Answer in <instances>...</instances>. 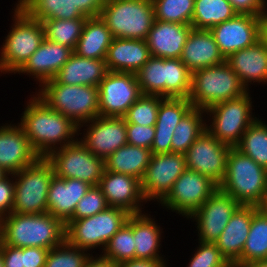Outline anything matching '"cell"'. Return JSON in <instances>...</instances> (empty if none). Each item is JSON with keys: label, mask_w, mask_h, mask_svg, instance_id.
Returning <instances> with one entry per match:
<instances>
[{"label": "cell", "mask_w": 267, "mask_h": 267, "mask_svg": "<svg viewBox=\"0 0 267 267\" xmlns=\"http://www.w3.org/2000/svg\"><path fill=\"white\" fill-rule=\"evenodd\" d=\"M193 108L188 98H164L160 102L155 123L152 154L171 153L173 132L181 119Z\"/></svg>", "instance_id": "cb8c5ba5"}, {"label": "cell", "mask_w": 267, "mask_h": 267, "mask_svg": "<svg viewBox=\"0 0 267 267\" xmlns=\"http://www.w3.org/2000/svg\"><path fill=\"white\" fill-rule=\"evenodd\" d=\"M108 207L105 196L98 186H91L87 193L78 201L70 220H78L93 216Z\"/></svg>", "instance_id": "f6af8a7d"}, {"label": "cell", "mask_w": 267, "mask_h": 267, "mask_svg": "<svg viewBox=\"0 0 267 267\" xmlns=\"http://www.w3.org/2000/svg\"><path fill=\"white\" fill-rule=\"evenodd\" d=\"M136 77L142 94L165 98L166 59L151 57Z\"/></svg>", "instance_id": "ab89813d"}, {"label": "cell", "mask_w": 267, "mask_h": 267, "mask_svg": "<svg viewBox=\"0 0 267 267\" xmlns=\"http://www.w3.org/2000/svg\"><path fill=\"white\" fill-rule=\"evenodd\" d=\"M91 185L79 179L53 175L48 188L47 212L66 224L73 216L78 201Z\"/></svg>", "instance_id": "7402d4cb"}, {"label": "cell", "mask_w": 267, "mask_h": 267, "mask_svg": "<svg viewBox=\"0 0 267 267\" xmlns=\"http://www.w3.org/2000/svg\"><path fill=\"white\" fill-rule=\"evenodd\" d=\"M259 117L243 133L236 148L267 169V124Z\"/></svg>", "instance_id": "8d00e7d4"}, {"label": "cell", "mask_w": 267, "mask_h": 267, "mask_svg": "<svg viewBox=\"0 0 267 267\" xmlns=\"http://www.w3.org/2000/svg\"><path fill=\"white\" fill-rule=\"evenodd\" d=\"M0 267H4V263H3V257L0 251Z\"/></svg>", "instance_id": "6125c7cd"}, {"label": "cell", "mask_w": 267, "mask_h": 267, "mask_svg": "<svg viewBox=\"0 0 267 267\" xmlns=\"http://www.w3.org/2000/svg\"><path fill=\"white\" fill-rule=\"evenodd\" d=\"M186 169L185 154H152L141 180L145 200L150 202L155 199L159 203Z\"/></svg>", "instance_id": "9a60e30c"}, {"label": "cell", "mask_w": 267, "mask_h": 267, "mask_svg": "<svg viewBox=\"0 0 267 267\" xmlns=\"http://www.w3.org/2000/svg\"><path fill=\"white\" fill-rule=\"evenodd\" d=\"M152 157L151 149L125 144L105 159V170L142 180Z\"/></svg>", "instance_id": "1f68e13d"}, {"label": "cell", "mask_w": 267, "mask_h": 267, "mask_svg": "<svg viewBox=\"0 0 267 267\" xmlns=\"http://www.w3.org/2000/svg\"><path fill=\"white\" fill-rule=\"evenodd\" d=\"M228 267H250L248 264L239 263V262H230Z\"/></svg>", "instance_id": "91938a15"}, {"label": "cell", "mask_w": 267, "mask_h": 267, "mask_svg": "<svg viewBox=\"0 0 267 267\" xmlns=\"http://www.w3.org/2000/svg\"><path fill=\"white\" fill-rule=\"evenodd\" d=\"M127 144L151 149L154 141V126L126 123Z\"/></svg>", "instance_id": "7dc6e473"}, {"label": "cell", "mask_w": 267, "mask_h": 267, "mask_svg": "<svg viewBox=\"0 0 267 267\" xmlns=\"http://www.w3.org/2000/svg\"><path fill=\"white\" fill-rule=\"evenodd\" d=\"M107 72L105 59H89L73 52L54 79L60 84L98 87Z\"/></svg>", "instance_id": "f1b7e54d"}, {"label": "cell", "mask_w": 267, "mask_h": 267, "mask_svg": "<svg viewBox=\"0 0 267 267\" xmlns=\"http://www.w3.org/2000/svg\"><path fill=\"white\" fill-rule=\"evenodd\" d=\"M250 267H267V260L248 263Z\"/></svg>", "instance_id": "680465c9"}, {"label": "cell", "mask_w": 267, "mask_h": 267, "mask_svg": "<svg viewBox=\"0 0 267 267\" xmlns=\"http://www.w3.org/2000/svg\"><path fill=\"white\" fill-rule=\"evenodd\" d=\"M155 20L191 25L195 0H152Z\"/></svg>", "instance_id": "b9f144b4"}, {"label": "cell", "mask_w": 267, "mask_h": 267, "mask_svg": "<svg viewBox=\"0 0 267 267\" xmlns=\"http://www.w3.org/2000/svg\"><path fill=\"white\" fill-rule=\"evenodd\" d=\"M257 209L258 207L253 205H240L215 241L228 263L237 262L240 259L250 231L252 216Z\"/></svg>", "instance_id": "d4e9b609"}, {"label": "cell", "mask_w": 267, "mask_h": 267, "mask_svg": "<svg viewBox=\"0 0 267 267\" xmlns=\"http://www.w3.org/2000/svg\"><path fill=\"white\" fill-rule=\"evenodd\" d=\"M100 18L114 38L145 40L155 21L152 0H107Z\"/></svg>", "instance_id": "52a82bcc"}, {"label": "cell", "mask_w": 267, "mask_h": 267, "mask_svg": "<svg viewBox=\"0 0 267 267\" xmlns=\"http://www.w3.org/2000/svg\"><path fill=\"white\" fill-rule=\"evenodd\" d=\"M258 209L267 216V194L264 196L261 204L258 206Z\"/></svg>", "instance_id": "6f0895ef"}, {"label": "cell", "mask_w": 267, "mask_h": 267, "mask_svg": "<svg viewBox=\"0 0 267 267\" xmlns=\"http://www.w3.org/2000/svg\"><path fill=\"white\" fill-rule=\"evenodd\" d=\"M151 57L146 40L114 38L105 63L110 72L136 74Z\"/></svg>", "instance_id": "484cf974"}, {"label": "cell", "mask_w": 267, "mask_h": 267, "mask_svg": "<svg viewBox=\"0 0 267 267\" xmlns=\"http://www.w3.org/2000/svg\"><path fill=\"white\" fill-rule=\"evenodd\" d=\"M118 267H167L164 259H131L118 264Z\"/></svg>", "instance_id": "db71d44e"}, {"label": "cell", "mask_w": 267, "mask_h": 267, "mask_svg": "<svg viewBox=\"0 0 267 267\" xmlns=\"http://www.w3.org/2000/svg\"><path fill=\"white\" fill-rule=\"evenodd\" d=\"M46 159L56 176L79 179L91 186H98L105 170V160L90 152L79 139L52 151Z\"/></svg>", "instance_id": "8fae6325"}, {"label": "cell", "mask_w": 267, "mask_h": 267, "mask_svg": "<svg viewBox=\"0 0 267 267\" xmlns=\"http://www.w3.org/2000/svg\"><path fill=\"white\" fill-rule=\"evenodd\" d=\"M92 255L65 240L49 250L44 267H84Z\"/></svg>", "instance_id": "7bdbcfd3"}, {"label": "cell", "mask_w": 267, "mask_h": 267, "mask_svg": "<svg viewBox=\"0 0 267 267\" xmlns=\"http://www.w3.org/2000/svg\"><path fill=\"white\" fill-rule=\"evenodd\" d=\"M28 100L18 124L40 157L46 158L52 151L78 140L79 126L72 120L51 109L36 94Z\"/></svg>", "instance_id": "6da1fadb"}, {"label": "cell", "mask_w": 267, "mask_h": 267, "mask_svg": "<svg viewBox=\"0 0 267 267\" xmlns=\"http://www.w3.org/2000/svg\"><path fill=\"white\" fill-rule=\"evenodd\" d=\"M98 187L108 206L121 208L131 215L144 212L142 206L147 201L141 190V181L134 176L104 170Z\"/></svg>", "instance_id": "d6986e66"}, {"label": "cell", "mask_w": 267, "mask_h": 267, "mask_svg": "<svg viewBox=\"0 0 267 267\" xmlns=\"http://www.w3.org/2000/svg\"><path fill=\"white\" fill-rule=\"evenodd\" d=\"M14 190V174H8L0 181V220L12 213Z\"/></svg>", "instance_id": "c3c4849f"}, {"label": "cell", "mask_w": 267, "mask_h": 267, "mask_svg": "<svg viewBox=\"0 0 267 267\" xmlns=\"http://www.w3.org/2000/svg\"><path fill=\"white\" fill-rule=\"evenodd\" d=\"M263 260H267V216L257 209L252 216L250 231L237 262L248 264Z\"/></svg>", "instance_id": "d590c367"}, {"label": "cell", "mask_w": 267, "mask_h": 267, "mask_svg": "<svg viewBox=\"0 0 267 267\" xmlns=\"http://www.w3.org/2000/svg\"><path fill=\"white\" fill-rule=\"evenodd\" d=\"M198 243L199 246L189 260L187 267H228V261L222 256L215 243Z\"/></svg>", "instance_id": "bcb514c9"}, {"label": "cell", "mask_w": 267, "mask_h": 267, "mask_svg": "<svg viewBox=\"0 0 267 267\" xmlns=\"http://www.w3.org/2000/svg\"><path fill=\"white\" fill-rule=\"evenodd\" d=\"M218 188L240 205L258 207L267 194V169L236 147H231L225 177Z\"/></svg>", "instance_id": "3957f363"}, {"label": "cell", "mask_w": 267, "mask_h": 267, "mask_svg": "<svg viewBox=\"0 0 267 267\" xmlns=\"http://www.w3.org/2000/svg\"><path fill=\"white\" fill-rule=\"evenodd\" d=\"M141 95L135 73L108 71L98 85L99 116L123 117Z\"/></svg>", "instance_id": "4fadbf2b"}, {"label": "cell", "mask_w": 267, "mask_h": 267, "mask_svg": "<svg viewBox=\"0 0 267 267\" xmlns=\"http://www.w3.org/2000/svg\"><path fill=\"white\" fill-rule=\"evenodd\" d=\"M39 158L18 123L0 126V167L6 172H19Z\"/></svg>", "instance_id": "ffe728a7"}, {"label": "cell", "mask_w": 267, "mask_h": 267, "mask_svg": "<svg viewBox=\"0 0 267 267\" xmlns=\"http://www.w3.org/2000/svg\"><path fill=\"white\" fill-rule=\"evenodd\" d=\"M0 251L4 267H24V248L6 245L0 240Z\"/></svg>", "instance_id": "f907efd6"}, {"label": "cell", "mask_w": 267, "mask_h": 267, "mask_svg": "<svg viewBox=\"0 0 267 267\" xmlns=\"http://www.w3.org/2000/svg\"><path fill=\"white\" fill-rule=\"evenodd\" d=\"M259 40L267 49V12L260 17V36Z\"/></svg>", "instance_id": "9f6ffc18"}, {"label": "cell", "mask_w": 267, "mask_h": 267, "mask_svg": "<svg viewBox=\"0 0 267 267\" xmlns=\"http://www.w3.org/2000/svg\"><path fill=\"white\" fill-rule=\"evenodd\" d=\"M148 213L133 214L135 259H164L160 254L162 230ZM160 247V248H159Z\"/></svg>", "instance_id": "4dcf8cb0"}, {"label": "cell", "mask_w": 267, "mask_h": 267, "mask_svg": "<svg viewBox=\"0 0 267 267\" xmlns=\"http://www.w3.org/2000/svg\"><path fill=\"white\" fill-rule=\"evenodd\" d=\"M9 173L6 172L2 167H0V181L5 178Z\"/></svg>", "instance_id": "94428289"}, {"label": "cell", "mask_w": 267, "mask_h": 267, "mask_svg": "<svg viewBox=\"0 0 267 267\" xmlns=\"http://www.w3.org/2000/svg\"><path fill=\"white\" fill-rule=\"evenodd\" d=\"M191 25L155 20L146 37L152 57L180 59Z\"/></svg>", "instance_id": "603a6c76"}, {"label": "cell", "mask_w": 267, "mask_h": 267, "mask_svg": "<svg viewBox=\"0 0 267 267\" xmlns=\"http://www.w3.org/2000/svg\"><path fill=\"white\" fill-rule=\"evenodd\" d=\"M113 39L110 29L100 16L89 17L84 22L74 53L89 59H105Z\"/></svg>", "instance_id": "f546056e"}, {"label": "cell", "mask_w": 267, "mask_h": 267, "mask_svg": "<svg viewBox=\"0 0 267 267\" xmlns=\"http://www.w3.org/2000/svg\"><path fill=\"white\" fill-rule=\"evenodd\" d=\"M225 61L247 91H250L249 85L255 82H262L263 85L267 83V49L260 40L230 54Z\"/></svg>", "instance_id": "4316f807"}, {"label": "cell", "mask_w": 267, "mask_h": 267, "mask_svg": "<svg viewBox=\"0 0 267 267\" xmlns=\"http://www.w3.org/2000/svg\"><path fill=\"white\" fill-rule=\"evenodd\" d=\"M247 92L227 62L192 72L188 100L193 108L206 110L212 105L234 99Z\"/></svg>", "instance_id": "8992f818"}, {"label": "cell", "mask_w": 267, "mask_h": 267, "mask_svg": "<svg viewBox=\"0 0 267 267\" xmlns=\"http://www.w3.org/2000/svg\"><path fill=\"white\" fill-rule=\"evenodd\" d=\"M65 224L50 213H11L0 220V240L13 247L51 249L65 241Z\"/></svg>", "instance_id": "7a4b0ae2"}, {"label": "cell", "mask_w": 267, "mask_h": 267, "mask_svg": "<svg viewBox=\"0 0 267 267\" xmlns=\"http://www.w3.org/2000/svg\"><path fill=\"white\" fill-rule=\"evenodd\" d=\"M134 240L132 214L127 222L111 237L100 255L115 264L135 259Z\"/></svg>", "instance_id": "74e56055"}, {"label": "cell", "mask_w": 267, "mask_h": 267, "mask_svg": "<svg viewBox=\"0 0 267 267\" xmlns=\"http://www.w3.org/2000/svg\"><path fill=\"white\" fill-rule=\"evenodd\" d=\"M35 94L77 126L99 116L96 86L60 84L53 78L46 81Z\"/></svg>", "instance_id": "277c9868"}, {"label": "cell", "mask_w": 267, "mask_h": 267, "mask_svg": "<svg viewBox=\"0 0 267 267\" xmlns=\"http://www.w3.org/2000/svg\"><path fill=\"white\" fill-rule=\"evenodd\" d=\"M237 15L228 0H195L191 26L194 29L210 30Z\"/></svg>", "instance_id": "e575fe53"}, {"label": "cell", "mask_w": 267, "mask_h": 267, "mask_svg": "<svg viewBox=\"0 0 267 267\" xmlns=\"http://www.w3.org/2000/svg\"><path fill=\"white\" fill-rule=\"evenodd\" d=\"M192 72L176 58H166L165 98H188Z\"/></svg>", "instance_id": "60d3db41"}, {"label": "cell", "mask_w": 267, "mask_h": 267, "mask_svg": "<svg viewBox=\"0 0 267 267\" xmlns=\"http://www.w3.org/2000/svg\"><path fill=\"white\" fill-rule=\"evenodd\" d=\"M130 215L121 208L108 206L93 216L69 220L65 224V240L88 252L99 247L104 251L111 237L127 222Z\"/></svg>", "instance_id": "ba28073f"}, {"label": "cell", "mask_w": 267, "mask_h": 267, "mask_svg": "<svg viewBox=\"0 0 267 267\" xmlns=\"http://www.w3.org/2000/svg\"><path fill=\"white\" fill-rule=\"evenodd\" d=\"M180 59L191 72L225 62L210 30L194 28L188 35Z\"/></svg>", "instance_id": "83f0119b"}, {"label": "cell", "mask_w": 267, "mask_h": 267, "mask_svg": "<svg viewBox=\"0 0 267 267\" xmlns=\"http://www.w3.org/2000/svg\"><path fill=\"white\" fill-rule=\"evenodd\" d=\"M86 19L87 18L45 20L42 22L45 31V39L69 47L74 51Z\"/></svg>", "instance_id": "f35d334b"}, {"label": "cell", "mask_w": 267, "mask_h": 267, "mask_svg": "<svg viewBox=\"0 0 267 267\" xmlns=\"http://www.w3.org/2000/svg\"><path fill=\"white\" fill-rule=\"evenodd\" d=\"M29 18L43 22L49 19H79L85 17L72 0H18L16 3Z\"/></svg>", "instance_id": "d6a6232c"}, {"label": "cell", "mask_w": 267, "mask_h": 267, "mask_svg": "<svg viewBox=\"0 0 267 267\" xmlns=\"http://www.w3.org/2000/svg\"><path fill=\"white\" fill-rule=\"evenodd\" d=\"M205 110L192 108L176 126L172 140L171 152L185 154L193 142L206 130Z\"/></svg>", "instance_id": "836d02e7"}, {"label": "cell", "mask_w": 267, "mask_h": 267, "mask_svg": "<svg viewBox=\"0 0 267 267\" xmlns=\"http://www.w3.org/2000/svg\"><path fill=\"white\" fill-rule=\"evenodd\" d=\"M260 17L237 14L210 29L220 53L226 59L230 54L245 49L259 41Z\"/></svg>", "instance_id": "ac0fdd59"}, {"label": "cell", "mask_w": 267, "mask_h": 267, "mask_svg": "<svg viewBox=\"0 0 267 267\" xmlns=\"http://www.w3.org/2000/svg\"><path fill=\"white\" fill-rule=\"evenodd\" d=\"M73 52L69 47L44 39L40 47L17 73L32 76L41 87L46 81L56 76Z\"/></svg>", "instance_id": "44dd1931"}, {"label": "cell", "mask_w": 267, "mask_h": 267, "mask_svg": "<svg viewBox=\"0 0 267 267\" xmlns=\"http://www.w3.org/2000/svg\"><path fill=\"white\" fill-rule=\"evenodd\" d=\"M247 91L240 97L218 102L205 110L210 123L206 130L230 147H236L243 133L257 119L252 111V97Z\"/></svg>", "instance_id": "9c48e42d"}, {"label": "cell", "mask_w": 267, "mask_h": 267, "mask_svg": "<svg viewBox=\"0 0 267 267\" xmlns=\"http://www.w3.org/2000/svg\"><path fill=\"white\" fill-rule=\"evenodd\" d=\"M239 206L234 198L218 188L187 218L197 222L198 242L215 243Z\"/></svg>", "instance_id": "2e32d148"}, {"label": "cell", "mask_w": 267, "mask_h": 267, "mask_svg": "<svg viewBox=\"0 0 267 267\" xmlns=\"http://www.w3.org/2000/svg\"><path fill=\"white\" fill-rule=\"evenodd\" d=\"M54 175L52 164L44 157L14 173L13 213H47L48 188Z\"/></svg>", "instance_id": "30bf717a"}, {"label": "cell", "mask_w": 267, "mask_h": 267, "mask_svg": "<svg viewBox=\"0 0 267 267\" xmlns=\"http://www.w3.org/2000/svg\"><path fill=\"white\" fill-rule=\"evenodd\" d=\"M237 14L262 16L267 12V0H228Z\"/></svg>", "instance_id": "681fc988"}, {"label": "cell", "mask_w": 267, "mask_h": 267, "mask_svg": "<svg viewBox=\"0 0 267 267\" xmlns=\"http://www.w3.org/2000/svg\"><path fill=\"white\" fill-rule=\"evenodd\" d=\"M13 25L0 48V74H16L45 39L43 23L15 5Z\"/></svg>", "instance_id": "5b68a950"}, {"label": "cell", "mask_w": 267, "mask_h": 267, "mask_svg": "<svg viewBox=\"0 0 267 267\" xmlns=\"http://www.w3.org/2000/svg\"><path fill=\"white\" fill-rule=\"evenodd\" d=\"M230 149L205 130L186 151V168L209 177L219 186L225 177Z\"/></svg>", "instance_id": "5bb4252c"}, {"label": "cell", "mask_w": 267, "mask_h": 267, "mask_svg": "<svg viewBox=\"0 0 267 267\" xmlns=\"http://www.w3.org/2000/svg\"><path fill=\"white\" fill-rule=\"evenodd\" d=\"M84 267H118V264L97 254L95 257L92 255Z\"/></svg>", "instance_id": "11a10c76"}, {"label": "cell", "mask_w": 267, "mask_h": 267, "mask_svg": "<svg viewBox=\"0 0 267 267\" xmlns=\"http://www.w3.org/2000/svg\"><path fill=\"white\" fill-rule=\"evenodd\" d=\"M218 185L209 177L186 169L174 182L168 194L159 202L165 209L188 218L216 190Z\"/></svg>", "instance_id": "7c38bea8"}, {"label": "cell", "mask_w": 267, "mask_h": 267, "mask_svg": "<svg viewBox=\"0 0 267 267\" xmlns=\"http://www.w3.org/2000/svg\"><path fill=\"white\" fill-rule=\"evenodd\" d=\"M107 0H72L76 9L85 17H97L100 15L101 8Z\"/></svg>", "instance_id": "f5cc1de1"}, {"label": "cell", "mask_w": 267, "mask_h": 267, "mask_svg": "<svg viewBox=\"0 0 267 267\" xmlns=\"http://www.w3.org/2000/svg\"><path fill=\"white\" fill-rule=\"evenodd\" d=\"M162 96L142 94L123 116L126 123L155 126Z\"/></svg>", "instance_id": "ee69618b"}, {"label": "cell", "mask_w": 267, "mask_h": 267, "mask_svg": "<svg viewBox=\"0 0 267 267\" xmlns=\"http://www.w3.org/2000/svg\"><path fill=\"white\" fill-rule=\"evenodd\" d=\"M49 249L24 247V267H44Z\"/></svg>", "instance_id": "816d5d0a"}, {"label": "cell", "mask_w": 267, "mask_h": 267, "mask_svg": "<svg viewBox=\"0 0 267 267\" xmlns=\"http://www.w3.org/2000/svg\"><path fill=\"white\" fill-rule=\"evenodd\" d=\"M84 128L81 143L95 156L108 158L113 152L127 144L126 121L123 117L98 116L79 126Z\"/></svg>", "instance_id": "e0dca14e"}]
</instances>
